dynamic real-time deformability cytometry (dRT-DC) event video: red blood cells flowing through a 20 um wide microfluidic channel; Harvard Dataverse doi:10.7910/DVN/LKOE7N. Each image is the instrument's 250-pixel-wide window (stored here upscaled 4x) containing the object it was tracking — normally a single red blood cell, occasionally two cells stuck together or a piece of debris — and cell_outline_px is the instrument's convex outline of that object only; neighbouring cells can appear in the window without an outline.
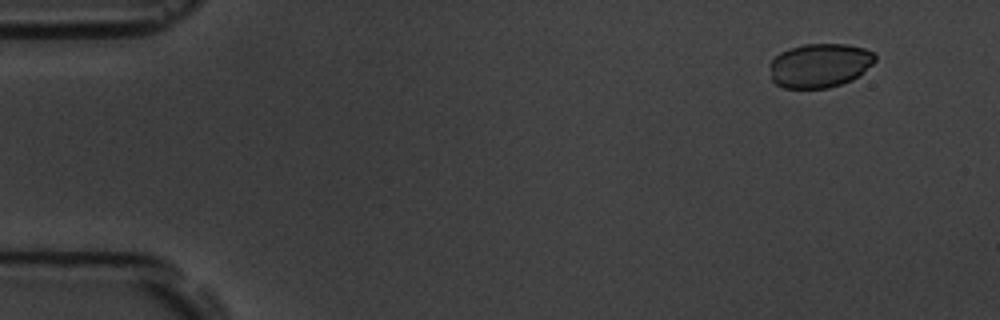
{"species": "common noctule bat (a hibernating species)", "species_latin": "Nyctalus noctula", "temperature_condition": "room temperature", "stored_images_in_passage": 4, "segment_of_instrument_passage": [2, 2], "camera_frame_rate_fps": 3000, "um_per_image_px": 0.085, "animal": {"sex": "male", "body_mass_g": 19.5, "forearm_length_mm": 54.6}, "frame": {"image": 1, "passage_image": 4, "time_ms": 4.333, "image_size_px": [1000, 320], "cell_outline_px": [[876, 60], [872, 64], [852, 80], [828, 88], [784, 88], [776, 84], [772, 80], [768, 68], [768, 64], [780, 52], [788, 48], [804, 44], [844, 44], [864, 48], [872, 52], [876, 56]], "centroid_in_image_um": [69.63, 5.56], "position_along_channel_um": 15.4, "area_um2": 27.17}}